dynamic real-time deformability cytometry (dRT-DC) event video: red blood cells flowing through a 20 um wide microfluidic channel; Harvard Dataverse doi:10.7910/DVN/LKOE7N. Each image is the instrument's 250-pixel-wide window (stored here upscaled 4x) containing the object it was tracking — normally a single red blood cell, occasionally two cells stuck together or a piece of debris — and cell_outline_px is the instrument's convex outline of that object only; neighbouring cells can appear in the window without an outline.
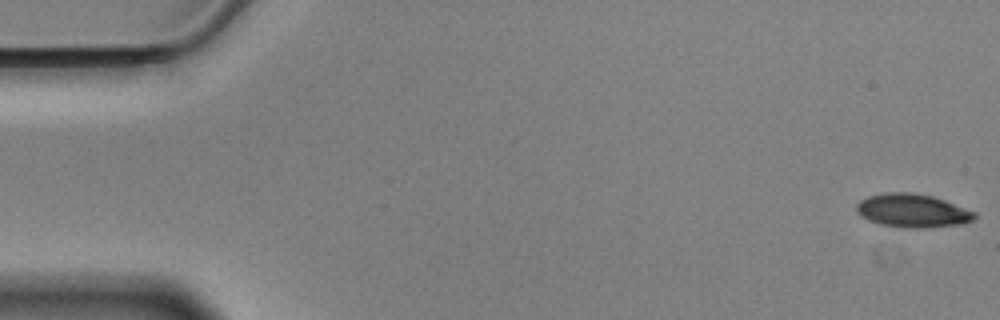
{"species": "Egyptian fruit bat (a non-hibernating species)", "species_latin": "Rousettus aegyptiacus", "temperature_condition": "cold", "stored_images_in_passage": 16, "camera_frame_rate_fps": 3000, "um_per_image_px": 0.085, "animal": {"sex": "male"}, "frame": {"image": 1, "passage_image": 1, "time_ms": 0.0, "image_size_px": [1000, 320], "cell_outline_px": [[976, 216], [972, 220], [964, 224], [924, 228], [900, 228], [880, 224], [868, 220], [856, 212], [856, 204], [860, 200], [868, 196], [884, 192], [912, 192], [932, 196], [944, 200], [976, 212]], "centroid_in_image_um": [77.54, 17.91], "position_along_channel_um": 7.5, "area_um2": 23.24}}
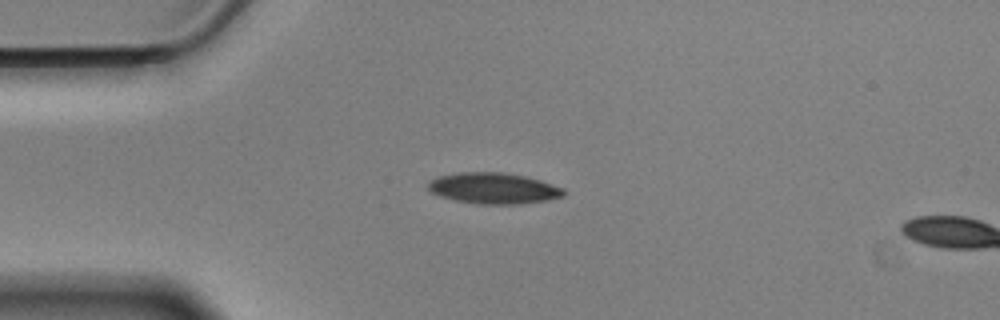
{"frame": {"image": 2, "passage_image": 14, "time_ms": 4.333, "image_size_px": [1000, 320], "cell_outline_px": [[568, 192], [564, 196], [548, 200], [520, 204], [476, 204], [456, 200], [440, 196], [432, 192], [428, 188], [428, 184], [432, 180], [440, 176], [460, 172], [500, 172], [524, 176], [540, 180], [564, 188]], "centroid_in_image_um": [42.01, 16.01], "position_along_channel_um": 43.0, "area_um2": 24.45}}